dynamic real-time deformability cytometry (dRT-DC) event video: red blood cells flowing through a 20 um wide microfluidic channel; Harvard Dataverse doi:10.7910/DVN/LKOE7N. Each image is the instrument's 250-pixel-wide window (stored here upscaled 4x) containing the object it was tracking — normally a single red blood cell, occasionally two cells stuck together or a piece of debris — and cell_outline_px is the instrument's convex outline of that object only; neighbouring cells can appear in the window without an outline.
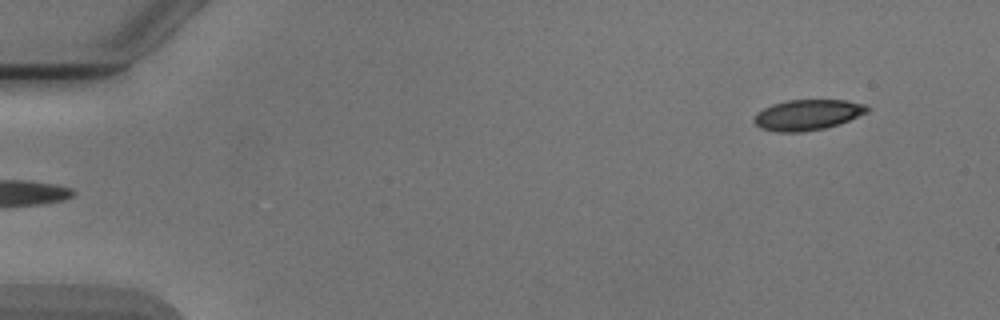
{"species": "Egyptian fruit bat (a non-hibernating species)", "species_latin": "Rousettus aegyptiacus", "temperature_condition": "cold", "stored_images_in_passage": 5, "camera_frame_rate_fps": 3000, "um_per_image_px": 0.085, "animal": {"sex": "male"}, "frame": {"image": 1, "passage_image": 5, "time_ms": 5.667, "image_size_px": [1000, 320], "cell_outline_px": [[872, 108], [868, 112], [840, 124], [824, 128], [800, 132], [776, 132], [760, 128], [752, 120], [756, 112], [772, 104], [788, 100], [848, 100], [864, 104]], "centroid_in_image_um": [68.64, 9.76], "position_along_channel_um": 16.4, "area_um2": 20.35}}